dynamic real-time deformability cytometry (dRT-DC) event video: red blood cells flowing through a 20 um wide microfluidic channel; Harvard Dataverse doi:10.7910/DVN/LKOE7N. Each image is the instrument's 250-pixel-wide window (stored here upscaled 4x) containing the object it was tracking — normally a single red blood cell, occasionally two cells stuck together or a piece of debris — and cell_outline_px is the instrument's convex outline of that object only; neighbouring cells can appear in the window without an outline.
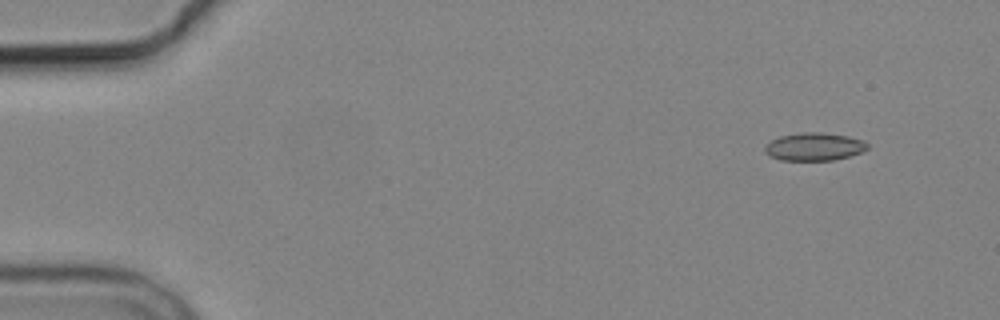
{"species": "common noctule bat (a hibernating species)", "species_latin": "Nyctalus noctula", "temperature_condition": "cold", "stored_images_in_passage": 14, "camera_frame_rate_fps": 3000, "um_per_image_px": 0.085, "animal": {"sex": "male", "body_mass_g": 19.2, "forearm_length_mm": 51.8}, "frame": {"image": 1, "passage_image": 1, "time_ms": 0.0, "image_size_px": [1000, 320], "cell_outline_px": [[868, 148], [860, 152], [848, 156], [832, 160], [780, 160], [768, 156], [764, 152], [764, 144], [780, 136], [804, 132], [820, 132], [848, 136], [864, 140], [868, 144]], "centroid_in_image_um": [69.17, 12.46], "position_along_channel_um": 15.8, "area_um2": 16.7}}
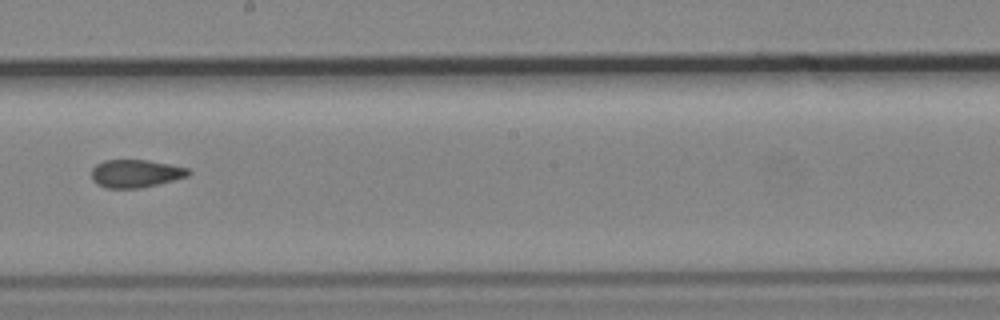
{"frame": {"image": 2, "passage_image": 8, "time_ms": 9.0, "image_size_px": [1000, 320], "cell_outline_px": [[192, 172], [188, 176], [156, 184], [136, 188], [104, 188], [96, 184], [92, 180], [92, 168], [96, 164], [104, 160], [148, 160], [188, 168]], "centroid_in_image_um": [11.49, 14.74], "position_along_channel_um": 236.7, "area_um2": 15.66}}
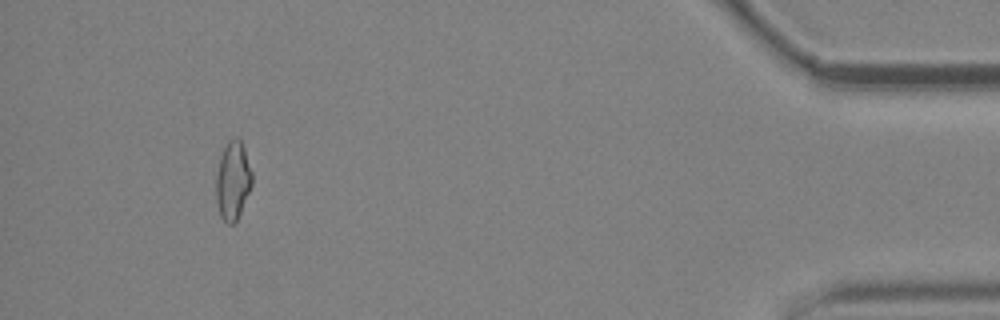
{"frame": {"image": 3, "passage_image": 13, "time_ms": 15.667, "image_size_px": [1000, 320], "cell_outline_px": [[252, 184], [240, 212], [236, 220], [232, 224], [228, 224], [220, 216], [216, 200], [216, 176], [220, 156], [228, 140], [236, 136], [240, 140], [244, 148], [252, 172]], "centroid_in_image_um": [19.78, 15.33], "position_along_channel_um": 415.4, "area_um2": 16.3}, "authors_computed_cell_mechanics": {"area_um2": 16.4441, "velocity_mm_per_s": 3.6908, "shape_relaxation_time_tau1_ms": 2.6999, "shape_relaxation_time_tau2_ms": 2.0615, "deformation_change_tau1": 0.0743, "deformation_change_tau2": 0.0703}}